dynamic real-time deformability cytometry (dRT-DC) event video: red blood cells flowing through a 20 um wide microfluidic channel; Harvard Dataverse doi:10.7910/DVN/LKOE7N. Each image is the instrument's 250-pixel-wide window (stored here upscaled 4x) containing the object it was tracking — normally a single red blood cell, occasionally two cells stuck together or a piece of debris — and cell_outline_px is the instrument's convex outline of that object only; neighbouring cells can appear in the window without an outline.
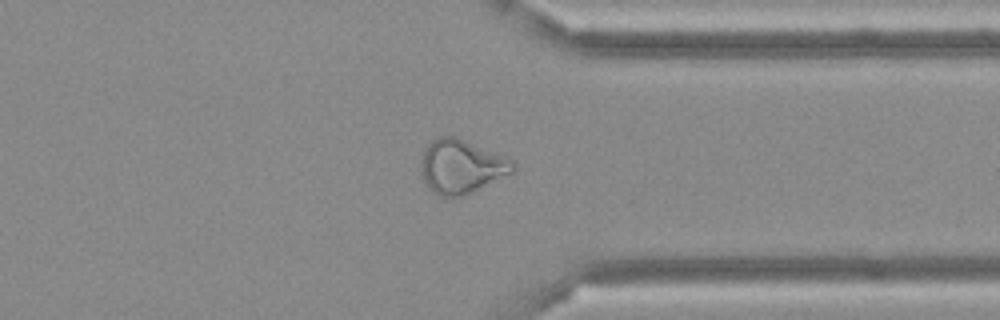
{"species": "Egyptian fruit bat (a non-hibernating species)", "species_latin": "Rousettus aegyptiacus", "temperature_condition": "cold", "stored_images_in_passage": 49, "camera_frame_rate_fps": 3000, "um_per_image_px": 0.085, "frame": {"image": 1, "passage_image": 38, "time_ms": 12.333, "image_size_px": [1000, 320], "cell_outline_px": [[516, 168], [512, 172], [464, 196], [440, 196], [432, 192], [424, 180], [420, 168], [420, 160], [424, 148], [432, 140], [440, 136], [456, 136], [516, 160]], "centroid_in_image_um": [39.21, 14.13], "position_along_channel_um": 372.2, "area_um2": 29.07}}
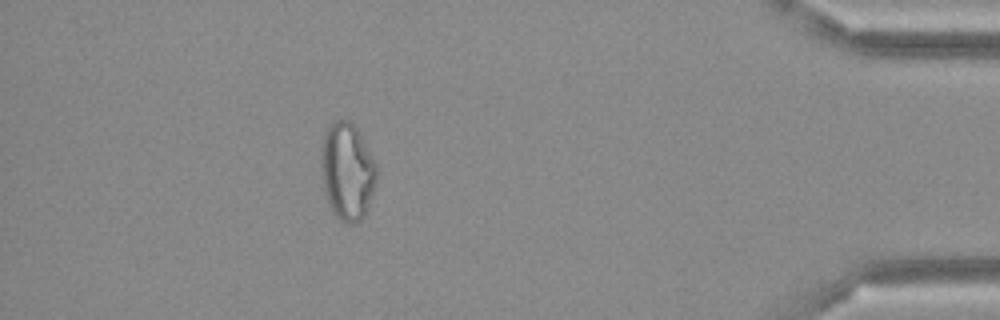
{"frame": {"image": 2, "passage_image": 44, "time_ms": 14.333, "image_size_px": [1000, 320], "cell_outline_px": [[376, 180], [364, 216], [360, 220], [352, 224], [348, 224], [340, 220], [332, 212], [328, 204], [320, 176], [320, 148], [324, 132], [328, 124], [332, 120], [348, 120], [356, 128], [376, 164]], "centroid_in_image_um": [29.45, 14.55], "position_along_channel_um": 405.8, "area_um2": 31.67}}